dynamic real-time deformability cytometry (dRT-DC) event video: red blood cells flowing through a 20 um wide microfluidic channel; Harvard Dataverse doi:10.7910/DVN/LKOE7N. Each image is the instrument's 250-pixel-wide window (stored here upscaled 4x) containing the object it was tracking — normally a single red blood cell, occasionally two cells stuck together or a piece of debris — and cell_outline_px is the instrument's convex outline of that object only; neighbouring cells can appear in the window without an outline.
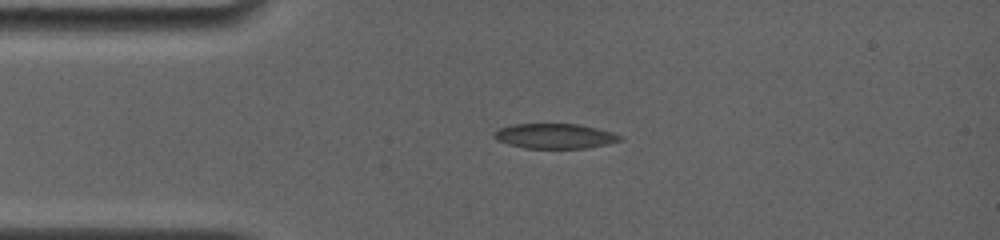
{"species": "common noctule bat (a hibernating species)", "species_latin": "Nyctalus noctula", "temperature_condition": "room temperature", "stored_images_in_passage": 24, "camera_frame_rate_fps": 4000, "um_per_image_px": 0.085, "animal": {"sex": "female", "body_mass_g": 19.0, "forearm_length_mm": 56.7}, "frame": {"image": 1, "passage_image": 3, "time_ms": 2.0, "image_size_px": [1000, 240], "cell_outline_px": [[624, 140], [584, 148], [524, 148], [508, 144], [496, 140], [492, 136], [500, 128], [512, 124], [576, 124], [596, 128], [612, 132], [624, 136]], "centroid_in_image_um": [47.16, 11.56], "position_along_channel_um": 37.8, "area_um2": 18.21}}
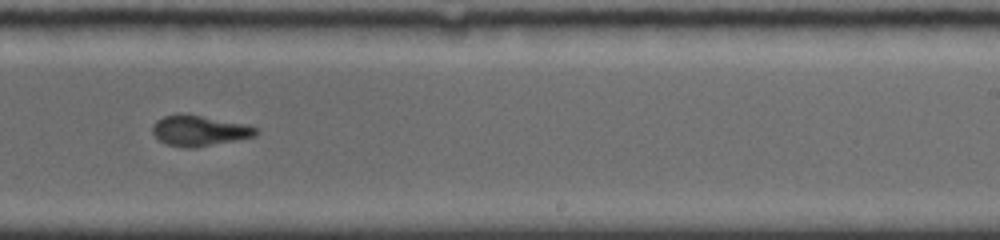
{"frame": {"image": 2, "passage_image": 11, "time_ms": 8.75, "image_size_px": [1000, 240], "cell_outline_px": [[260, 132], [256, 136], [196, 148], [184, 148], [168, 144], [160, 140], [152, 132], [152, 124], [156, 120], [164, 116], [180, 112], [184, 112], [248, 124], [256, 128]], "centroid_in_image_um": [16.95, 11.08], "position_along_channel_um": 272.0, "area_um2": 18.84}}
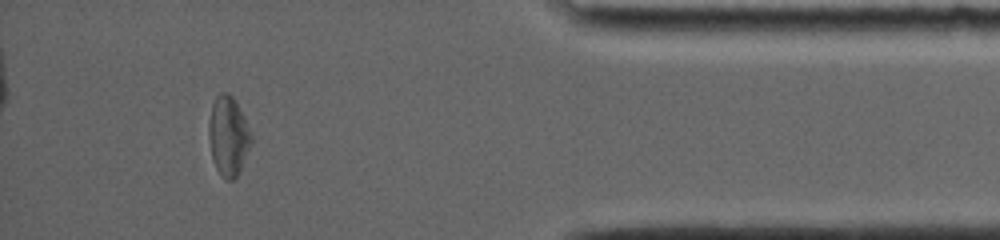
{"frame": {"image": 3, "passage_image": 21, "time_ms": 13.25, "image_size_px": [1000, 240], "cell_outline_px": [[252, 144], [240, 172], [232, 180], [224, 180], [220, 176], [212, 160], [208, 136], [208, 124], [212, 104], [216, 96], [220, 92], [228, 92], [236, 100], [244, 116], [252, 136]], "centroid_in_image_um": [19.4, 11.57], "position_along_channel_um": 415.8, "area_um2": 20.11}, "authors_computed_cell_mechanics": {"area_um2": 19.2185, "velocity_mm_per_s": 3.8022, "shape_relaxation_time_tau1_ms": null, "shape_relaxation_time_tau2_ms": 1.9093, "deformation_change_tau1": null, "deformation_change_tau2": 0.0552}}